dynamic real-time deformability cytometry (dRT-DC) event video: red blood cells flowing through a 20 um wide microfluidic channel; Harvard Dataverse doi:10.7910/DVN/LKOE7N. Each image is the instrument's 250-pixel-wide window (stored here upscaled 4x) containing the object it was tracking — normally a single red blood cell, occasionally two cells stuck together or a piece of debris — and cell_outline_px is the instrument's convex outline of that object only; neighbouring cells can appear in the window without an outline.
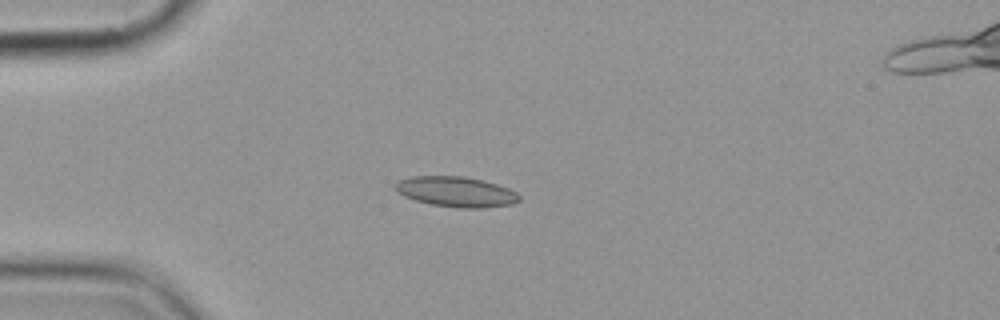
{"species": "common noctule bat (a hibernating species)", "species_latin": "Nyctalus noctula", "temperature_condition": "cold", "stored_images_in_passage": 6, "camera_frame_rate_fps": 3000, "um_per_image_px": 0.085, "animal": {"sex": "female", "body_mass_g": 19.9}, "frame": {"image": 1, "passage_image": 5, "time_ms": 4.667, "image_size_px": [1000, 320], "cell_outline_px": [[520, 200], [512, 204], [484, 208], [456, 208], [432, 204], [416, 200], [404, 196], [396, 192], [396, 180], [408, 176], [464, 176], [496, 184], [508, 188], [516, 192], [520, 196]], "centroid_in_image_um": [38.75, 16.3], "position_along_channel_um": 46.3, "area_um2": 21.91}}